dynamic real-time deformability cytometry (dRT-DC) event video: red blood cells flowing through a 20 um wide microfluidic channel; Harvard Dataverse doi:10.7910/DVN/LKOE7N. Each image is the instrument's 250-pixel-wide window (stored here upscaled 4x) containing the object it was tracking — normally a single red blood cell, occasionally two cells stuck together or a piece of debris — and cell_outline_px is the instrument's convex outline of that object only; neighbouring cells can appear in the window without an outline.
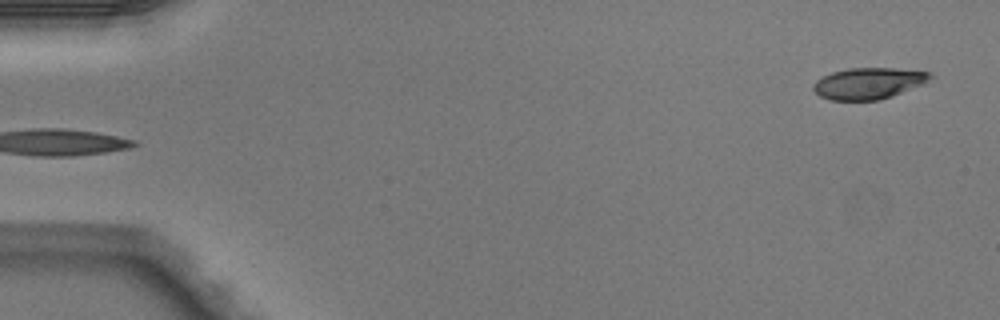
{"species": "Egyptian fruit bat (a non-hibernating species)", "species_latin": "Rousettus aegyptiacus", "temperature_condition": "warm", "stored_images_in_passage": 4, "segment_of_instrument_passage": [2, 2], "camera_frame_rate_fps": 3000, "um_per_image_px": 0.085, "animal": {"sex": "male"}, "frame": {"image": 1, "passage_image": 4, "time_ms": 1.0, "image_size_px": [1000, 320], "cell_outline_px": [[932, 76], [928, 80], [920, 84], [892, 96], [880, 100], [832, 100], [820, 96], [812, 88], [812, 84], [816, 80], [832, 72], [848, 68], [892, 68], [932, 72]], "centroid_in_image_um": [73.78, 7.08], "position_along_channel_um": 11.2, "area_um2": 21.1}}